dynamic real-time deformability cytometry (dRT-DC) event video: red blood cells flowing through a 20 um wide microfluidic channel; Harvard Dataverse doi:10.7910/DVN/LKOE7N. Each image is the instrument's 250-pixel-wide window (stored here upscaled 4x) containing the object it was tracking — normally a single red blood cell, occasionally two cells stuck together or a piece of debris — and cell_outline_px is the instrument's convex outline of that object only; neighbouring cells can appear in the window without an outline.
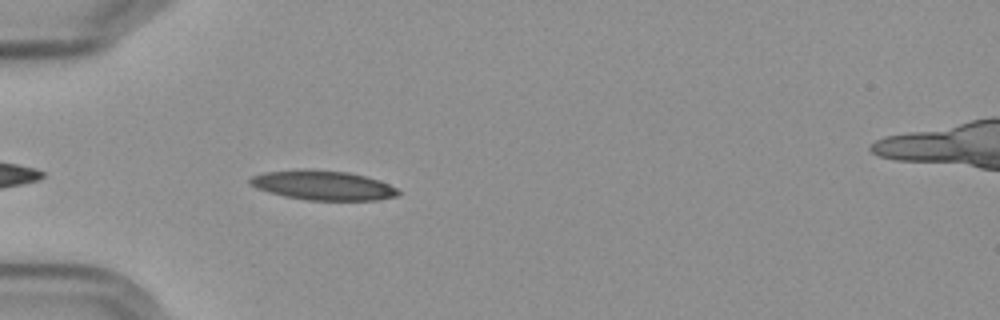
{"species": "Egyptian fruit bat (a non-hibernating species)", "species_latin": "Rousettus aegyptiacus", "temperature_condition": "cold", "stored_images_in_passage": 3, "camera_frame_rate_fps": 3000, "um_per_image_px": 0.085, "frame": {"image": 1, "passage_image": 3, "time_ms": 2.333, "image_size_px": [1000, 320], "cell_outline_px": [[400, 192], [396, 196], [376, 200], [308, 200], [284, 196], [268, 192], [256, 188], [248, 184], [248, 180], [252, 176], [264, 172], [348, 172], [380, 180], [396, 188]], "centroid_in_image_um": [27.47, 15.8], "position_along_channel_um": 57.5, "area_um2": 24.39}}